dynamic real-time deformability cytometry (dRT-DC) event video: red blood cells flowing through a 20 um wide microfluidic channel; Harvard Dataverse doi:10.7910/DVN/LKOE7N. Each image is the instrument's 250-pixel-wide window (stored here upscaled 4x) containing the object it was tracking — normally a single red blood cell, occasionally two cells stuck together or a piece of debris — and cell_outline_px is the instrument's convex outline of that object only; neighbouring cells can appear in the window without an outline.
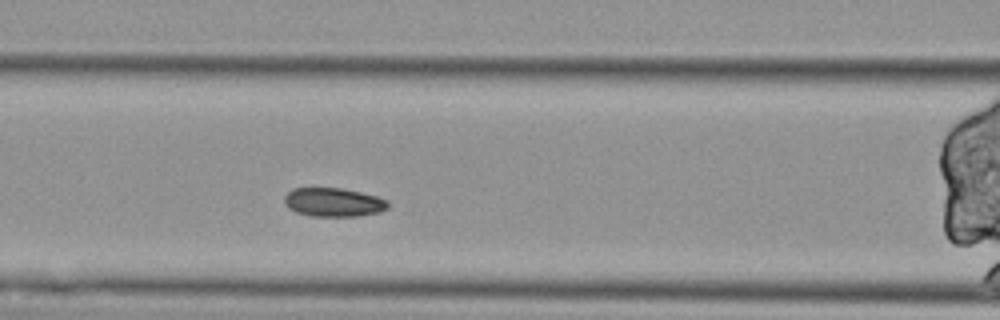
{"species": "Egyptian fruit bat (a non-hibernating species)", "species_latin": "Rousettus aegyptiacus", "temperature_condition": "cold", "stored_images_in_passage": 49, "segment_of_instrument_passage": [2, 2], "camera_frame_rate_fps": 3000, "um_per_image_px": 0.085, "animal": {"sex": "female"}, "frame": {"image": 1, "passage_image": 14, "time_ms": 4.333, "image_size_px": [1000, 320], "cell_outline_px": [[388, 208], [380, 212], [356, 216], [312, 216], [296, 212], [288, 208], [284, 204], [284, 196], [292, 188], [340, 188], [360, 192], [376, 196], [388, 200]], "centroid_in_image_um": [28.33, 17.19], "position_along_channel_um": 138.3, "area_um2": 17.4}}
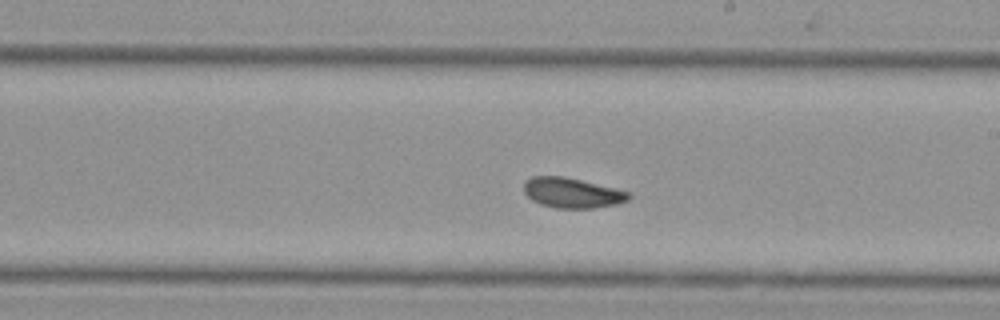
{"frame": {"image": 2, "passage_image": 23, "time_ms": 7.333, "image_size_px": [1000, 320], "cell_outline_px": [[632, 196], [628, 200], [616, 204], [592, 208], [556, 208], [540, 204], [532, 200], [524, 192], [524, 180], [532, 176], [564, 176], [632, 192]], "centroid_in_image_um": [48.63, 16.38], "position_along_channel_um": 240.4, "area_um2": 18.5}}
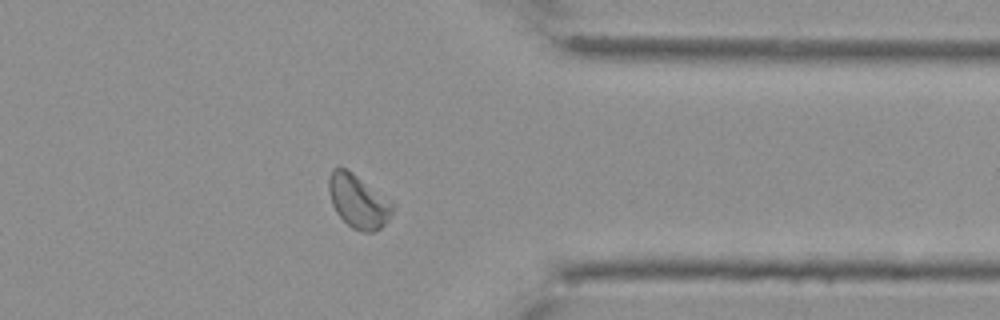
{"frame": {"image": 3, "passage_image": 36, "time_ms": 11.667, "image_size_px": [1000, 320], "cell_outline_px": [[396, 204], [388, 220], [376, 232], [364, 232], [352, 228], [336, 212], [332, 204], [328, 192], [328, 180], [332, 168], [344, 168], [352, 172]], "centroid_in_image_um": [30.46, 17.11], "position_along_channel_um": 380.9, "area_um2": 19.88}}